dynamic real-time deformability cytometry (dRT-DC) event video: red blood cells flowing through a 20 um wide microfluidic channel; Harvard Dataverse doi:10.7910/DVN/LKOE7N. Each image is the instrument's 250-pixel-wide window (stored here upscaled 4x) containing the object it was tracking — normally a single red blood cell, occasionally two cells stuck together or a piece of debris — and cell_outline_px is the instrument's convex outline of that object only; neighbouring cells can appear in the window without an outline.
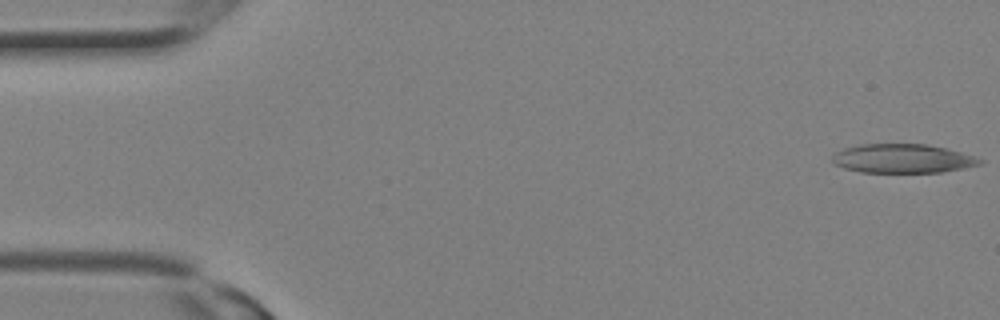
{"species": "Egyptian fruit bat (a non-hibernating species)", "species_latin": "Rousettus aegyptiacus", "temperature_condition": "room temperature", "stored_images_in_passage": 14, "camera_frame_rate_fps": 3000, "um_per_image_px": 0.085, "animal": {"sex": "female"}, "frame": {"image": 1, "passage_image": 1, "time_ms": 0.0, "image_size_px": [1000, 320], "cell_outline_px": [[984, 160], [980, 164], [940, 172], [860, 172], [844, 168], [836, 164], [832, 160], [832, 156], [836, 152], [844, 148], [860, 144], [928, 144], [960, 152]], "centroid_in_image_um": [76.67, 13.47], "position_along_channel_um": 8.3, "area_um2": 24.57}}
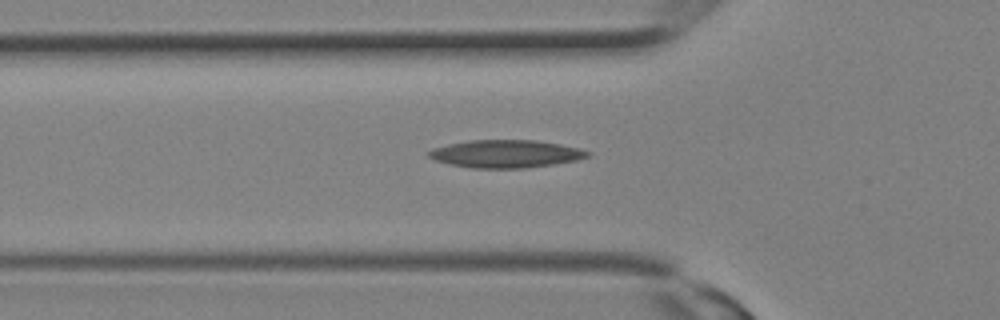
{"frame": {"image": 2, "passage_image": 10, "time_ms": 3.0, "image_size_px": [1000, 320], "cell_outline_px": [[592, 156], [576, 160], [552, 164], [524, 168], [468, 168], [448, 164], [436, 160], [428, 156], [428, 152], [432, 148], [448, 144], [468, 140], [536, 140], [560, 144], [580, 148], [592, 152]], "centroid_in_image_um": [43.0, 13.07], "position_along_channel_um": 82.8, "area_um2": 25.84}}
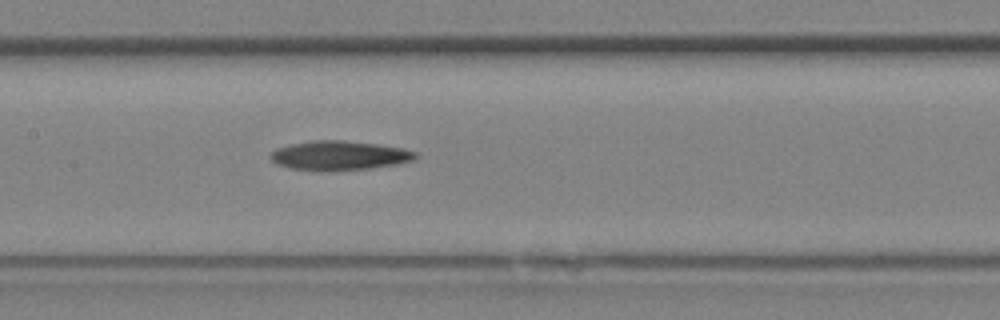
{"frame": {"image": 3, "passage_image": 14, "time_ms": 4.333, "image_size_px": [1000, 320], "cell_outline_px": [[420, 156], [416, 160], [396, 164], [372, 168], [324, 172], [312, 172], [288, 168], [276, 164], [268, 156], [276, 148], [292, 144], [312, 140], [344, 140], [380, 144], [404, 148], [416, 152]], "centroid_in_image_um": [28.85, 13.24], "position_along_channel_um": 178.6, "area_um2": 25.49}}